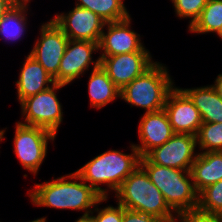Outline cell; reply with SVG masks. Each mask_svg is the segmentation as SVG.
<instances>
[{"label": "cell", "mask_w": 222, "mask_h": 222, "mask_svg": "<svg viewBox=\"0 0 222 222\" xmlns=\"http://www.w3.org/2000/svg\"><path fill=\"white\" fill-rule=\"evenodd\" d=\"M164 110L174 133L197 136L203 121L191 99L178 87L168 94Z\"/></svg>", "instance_id": "cell-14"}, {"label": "cell", "mask_w": 222, "mask_h": 222, "mask_svg": "<svg viewBox=\"0 0 222 222\" xmlns=\"http://www.w3.org/2000/svg\"><path fill=\"white\" fill-rule=\"evenodd\" d=\"M98 51L97 42L69 39L59 65L58 84L68 85L79 79L92 64L93 69L97 68L100 59L92 60V54Z\"/></svg>", "instance_id": "cell-12"}, {"label": "cell", "mask_w": 222, "mask_h": 222, "mask_svg": "<svg viewBox=\"0 0 222 222\" xmlns=\"http://www.w3.org/2000/svg\"><path fill=\"white\" fill-rule=\"evenodd\" d=\"M218 36L222 39V31H221V33Z\"/></svg>", "instance_id": "cell-34"}, {"label": "cell", "mask_w": 222, "mask_h": 222, "mask_svg": "<svg viewBox=\"0 0 222 222\" xmlns=\"http://www.w3.org/2000/svg\"><path fill=\"white\" fill-rule=\"evenodd\" d=\"M178 222H222V216L204 215L195 211L180 215Z\"/></svg>", "instance_id": "cell-28"}, {"label": "cell", "mask_w": 222, "mask_h": 222, "mask_svg": "<svg viewBox=\"0 0 222 222\" xmlns=\"http://www.w3.org/2000/svg\"><path fill=\"white\" fill-rule=\"evenodd\" d=\"M180 89L199 110L203 122L222 123V99L212 85Z\"/></svg>", "instance_id": "cell-18"}, {"label": "cell", "mask_w": 222, "mask_h": 222, "mask_svg": "<svg viewBox=\"0 0 222 222\" xmlns=\"http://www.w3.org/2000/svg\"><path fill=\"white\" fill-rule=\"evenodd\" d=\"M40 32V38L38 37L29 55L58 83L59 65L69 39L52 19L42 24Z\"/></svg>", "instance_id": "cell-8"}, {"label": "cell", "mask_w": 222, "mask_h": 222, "mask_svg": "<svg viewBox=\"0 0 222 222\" xmlns=\"http://www.w3.org/2000/svg\"><path fill=\"white\" fill-rule=\"evenodd\" d=\"M196 147V136L175 133L163 145L150 150L145 157L154 164L191 171L192 164L198 155L195 152Z\"/></svg>", "instance_id": "cell-9"}, {"label": "cell", "mask_w": 222, "mask_h": 222, "mask_svg": "<svg viewBox=\"0 0 222 222\" xmlns=\"http://www.w3.org/2000/svg\"><path fill=\"white\" fill-rule=\"evenodd\" d=\"M30 222H47V221H46V217H42V218H37L36 220H32Z\"/></svg>", "instance_id": "cell-32"}, {"label": "cell", "mask_w": 222, "mask_h": 222, "mask_svg": "<svg viewBox=\"0 0 222 222\" xmlns=\"http://www.w3.org/2000/svg\"><path fill=\"white\" fill-rule=\"evenodd\" d=\"M196 138L202 153L222 151V123L203 122Z\"/></svg>", "instance_id": "cell-24"}, {"label": "cell", "mask_w": 222, "mask_h": 222, "mask_svg": "<svg viewBox=\"0 0 222 222\" xmlns=\"http://www.w3.org/2000/svg\"><path fill=\"white\" fill-rule=\"evenodd\" d=\"M75 222H93V220L90 216H86V217L81 216Z\"/></svg>", "instance_id": "cell-31"}, {"label": "cell", "mask_w": 222, "mask_h": 222, "mask_svg": "<svg viewBox=\"0 0 222 222\" xmlns=\"http://www.w3.org/2000/svg\"><path fill=\"white\" fill-rule=\"evenodd\" d=\"M122 222H162V221L152 215H147L145 213L129 210L123 207Z\"/></svg>", "instance_id": "cell-27"}, {"label": "cell", "mask_w": 222, "mask_h": 222, "mask_svg": "<svg viewBox=\"0 0 222 222\" xmlns=\"http://www.w3.org/2000/svg\"><path fill=\"white\" fill-rule=\"evenodd\" d=\"M14 152L24 169L36 176L47 156L48 141L55 140V135L41 127L15 125Z\"/></svg>", "instance_id": "cell-7"}, {"label": "cell", "mask_w": 222, "mask_h": 222, "mask_svg": "<svg viewBox=\"0 0 222 222\" xmlns=\"http://www.w3.org/2000/svg\"><path fill=\"white\" fill-rule=\"evenodd\" d=\"M99 59L101 67L120 90L155 63L150 52L99 56Z\"/></svg>", "instance_id": "cell-11"}, {"label": "cell", "mask_w": 222, "mask_h": 222, "mask_svg": "<svg viewBox=\"0 0 222 222\" xmlns=\"http://www.w3.org/2000/svg\"><path fill=\"white\" fill-rule=\"evenodd\" d=\"M169 69L155 62L143 74L120 90V99L132 106L145 109V113L164 109L169 92L174 88Z\"/></svg>", "instance_id": "cell-5"}, {"label": "cell", "mask_w": 222, "mask_h": 222, "mask_svg": "<svg viewBox=\"0 0 222 222\" xmlns=\"http://www.w3.org/2000/svg\"><path fill=\"white\" fill-rule=\"evenodd\" d=\"M198 213L222 216V180L203 189L198 194Z\"/></svg>", "instance_id": "cell-23"}, {"label": "cell", "mask_w": 222, "mask_h": 222, "mask_svg": "<svg viewBox=\"0 0 222 222\" xmlns=\"http://www.w3.org/2000/svg\"><path fill=\"white\" fill-rule=\"evenodd\" d=\"M16 81L17 99L21 103L24 99L34 96L55 84L54 78L29 54ZM51 84V85H50Z\"/></svg>", "instance_id": "cell-16"}, {"label": "cell", "mask_w": 222, "mask_h": 222, "mask_svg": "<svg viewBox=\"0 0 222 222\" xmlns=\"http://www.w3.org/2000/svg\"><path fill=\"white\" fill-rule=\"evenodd\" d=\"M191 33L206 34L222 31V0H208L200 16L188 27Z\"/></svg>", "instance_id": "cell-21"}, {"label": "cell", "mask_w": 222, "mask_h": 222, "mask_svg": "<svg viewBox=\"0 0 222 222\" xmlns=\"http://www.w3.org/2000/svg\"><path fill=\"white\" fill-rule=\"evenodd\" d=\"M115 197L126 209L152 215L162 222H178L179 216L168 206L161 191L140 165L123 181Z\"/></svg>", "instance_id": "cell-3"}, {"label": "cell", "mask_w": 222, "mask_h": 222, "mask_svg": "<svg viewBox=\"0 0 222 222\" xmlns=\"http://www.w3.org/2000/svg\"><path fill=\"white\" fill-rule=\"evenodd\" d=\"M5 131L6 130H0V142L2 141V140H4V134H5Z\"/></svg>", "instance_id": "cell-33"}, {"label": "cell", "mask_w": 222, "mask_h": 222, "mask_svg": "<svg viewBox=\"0 0 222 222\" xmlns=\"http://www.w3.org/2000/svg\"><path fill=\"white\" fill-rule=\"evenodd\" d=\"M66 85L55 83L48 89L24 99L20 103L24 125L44 128L55 136L63 121L62 105L57 98V90Z\"/></svg>", "instance_id": "cell-6"}, {"label": "cell", "mask_w": 222, "mask_h": 222, "mask_svg": "<svg viewBox=\"0 0 222 222\" xmlns=\"http://www.w3.org/2000/svg\"><path fill=\"white\" fill-rule=\"evenodd\" d=\"M31 0H19L8 12L0 19V37L8 41L19 40L27 24V9Z\"/></svg>", "instance_id": "cell-20"}, {"label": "cell", "mask_w": 222, "mask_h": 222, "mask_svg": "<svg viewBox=\"0 0 222 222\" xmlns=\"http://www.w3.org/2000/svg\"><path fill=\"white\" fill-rule=\"evenodd\" d=\"M138 133L141 145L134 144V146L140 157L145 156L153 148L163 145L175 134L164 109L144 113L139 123Z\"/></svg>", "instance_id": "cell-15"}, {"label": "cell", "mask_w": 222, "mask_h": 222, "mask_svg": "<svg viewBox=\"0 0 222 222\" xmlns=\"http://www.w3.org/2000/svg\"><path fill=\"white\" fill-rule=\"evenodd\" d=\"M76 6L91 10L106 23L120 21L130 16L123 0H77Z\"/></svg>", "instance_id": "cell-22"}, {"label": "cell", "mask_w": 222, "mask_h": 222, "mask_svg": "<svg viewBox=\"0 0 222 222\" xmlns=\"http://www.w3.org/2000/svg\"><path fill=\"white\" fill-rule=\"evenodd\" d=\"M212 86L215 88L216 92L218 93V95L222 99V74H218V76L216 77V80H215L214 84H212Z\"/></svg>", "instance_id": "cell-30"}, {"label": "cell", "mask_w": 222, "mask_h": 222, "mask_svg": "<svg viewBox=\"0 0 222 222\" xmlns=\"http://www.w3.org/2000/svg\"><path fill=\"white\" fill-rule=\"evenodd\" d=\"M108 198H102L95 206L94 210L89 215L93 222H122L123 220V206L117 203V207L107 206L103 209H99L103 201H107ZM94 212H97V215H93Z\"/></svg>", "instance_id": "cell-26"}, {"label": "cell", "mask_w": 222, "mask_h": 222, "mask_svg": "<svg viewBox=\"0 0 222 222\" xmlns=\"http://www.w3.org/2000/svg\"><path fill=\"white\" fill-rule=\"evenodd\" d=\"M88 92L91 107L102 109L108 103L120 97V89L108 77L106 71L99 65L91 70L88 81Z\"/></svg>", "instance_id": "cell-19"}, {"label": "cell", "mask_w": 222, "mask_h": 222, "mask_svg": "<svg viewBox=\"0 0 222 222\" xmlns=\"http://www.w3.org/2000/svg\"><path fill=\"white\" fill-rule=\"evenodd\" d=\"M71 40L99 43L106 22L89 9L75 6L65 13L56 14L52 19Z\"/></svg>", "instance_id": "cell-10"}, {"label": "cell", "mask_w": 222, "mask_h": 222, "mask_svg": "<svg viewBox=\"0 0 222 222\" xmlns=\"http://www.w3.org/2000/svg\"><path fill=\"white\" fill-rule=\"evenodd\" d=\"M131 17L120 21L106 23L107 32L103 30L98 48L100 56H114L123 53L149 52L141 42L140 35L131 27Z\"/></svg>", "instance_id": "cell-13"}, {"label": "cell", "mask_w": 222, "mask_h": 222, "mask_svg": "<svg viewBox=\"0 0 222 222\" xmlns=\"http://www.w3.org/2000/svg\"><path fill=\"white\" fill-rule=\"evenodd\" d=\"M176 16L179 18L191 19L189 25H192L202 13L208 0H171Z\"/></svg>", "instance_id": "cell-25"}, {"label": "cell", "mask_w": 222, "mask_h": 222, "mask_svg": "<svg viewBox=\"0 0 222 222\" xmlns=\"http://www.w3.org/2000/svg\"><path fill=\"white\" fill-rule=\"evenodd\" d=\"M190 172L198 194L206 187L222 180V151L198 152Z\"/></svg>", "instance_id": "cell-17"}, {"label": "cell", "mask_w": 222, "mask_h": 222, "mask_svg": "<svg viewBox=\"0 0 222 222\" xmlns=\"http://www.w3.org/2000/svg\"><path fill=\"white\" fill-rule=\"evenodd\" d=\"M140 166L178 216L197 210L198 193L190 171L154 164L145 156L140 157Z\"/></svg>", "instance_id": "cell-4"}, {"label": "cell", "mask_w": 222, "mask_h": 222, "mask_svg": "<svg viewBox=\"0 0 222 222\" xmlns=\"http://www.w3.org/2000/svg\"><path fill=\"white\" fill-rule=\"evenodd\" d=\"M19 0H0V19L14 6Z\"/></svg>", "instance_id": "cell-29"}, {"label": "cell", "mask_w": 222, "mask_h": 222, "mask_svg": "<svg viewBox=\"0 0 222 222\" xmlns=\"http://www.w3.org/2000/svg\"><path fill=\"white\" fill-rule=\"evenodd\" d=\"M28 193L35 206L73 211L82 210L84 211L82 217L89 216L96 204L103 198L84 182L76 172L49 182L36 183Z\"/></svg>", "instance_id": "cell-1"}, {"label": "cell", "mask_w": 222, "mask_h": 222, "mask_svg": "<svg viewBox=\"0 0 222 222\" xmlns=\"http://www.w3.org/2000/svg\"><path fill=\"white\" fill-rule=\"evenodd\" d=\"M130 147L131 154L109 150L97 155L75 172L103 198H108V192L116 193L123 181L140 165L138 150L134 144ZM100 184L107 185V189Z\"/></svg>", "instance_id": "cell-2"}]
</instances>
